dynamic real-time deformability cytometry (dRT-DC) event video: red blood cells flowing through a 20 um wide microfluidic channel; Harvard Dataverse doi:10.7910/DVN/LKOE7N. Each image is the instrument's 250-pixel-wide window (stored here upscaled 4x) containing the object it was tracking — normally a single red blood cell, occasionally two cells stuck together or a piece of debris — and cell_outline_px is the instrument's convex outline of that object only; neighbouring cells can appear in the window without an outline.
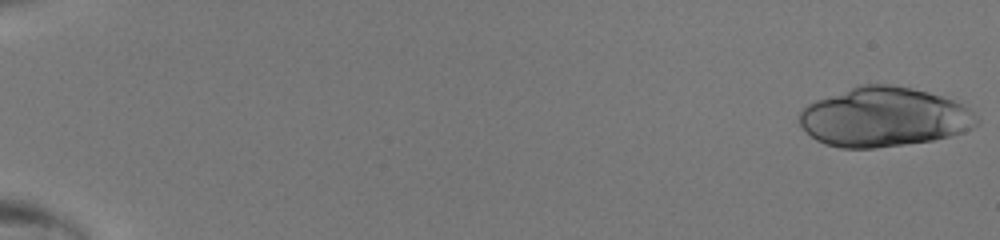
{"species": "human", "species_latin": "Homo sapiens", "temperature_condition": "room temperature", "stored_images_in_passage": 39, "camera_frame_rate_fps": 3000, "um_per_image_px": 0.085, "donor": {"sex": "male"}, "frame": {"image": 1, "passage_image": 1, "time_ms": 0.0, "image_size_px": [1000, 240], "cell_outline_px": [[980, 120], [972, 128], [964, 132], [932, 140], [876, 148], [840, 148], [824, 144], [816, 140], [800, 124], [800, 112], [808, 104], [816, 100], [856, 84], [892, 84], [912, 88], [928, 92], [964, 104]], "centroid_in_image_um": [75.13, 9.94], "position_along_channel_um": 9.9, "area_um2": 61.38}}
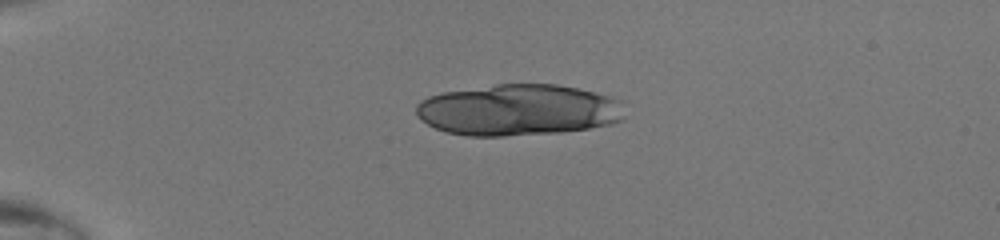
{"frame": {"image": 2, "passage_image": 13, "time_ms": 4.0, "image_size_px": [1000, 240], "cell_outline_px": [[624, 120], [612, 124], [588, 128], [560, 132], [504, 136], [468, 136], [444, 132], [420, 120], [416, 112], [416, 104], [420, 100], [428, 96], [444, 92], [496, 84], [556, 84], [576, 88], [608, 96], [620, 100], [624, 116]], "centroid_in_image_um": [44.03, 9.35], "position_along_channel_um": 41.0, "area_um2": 62.48}}
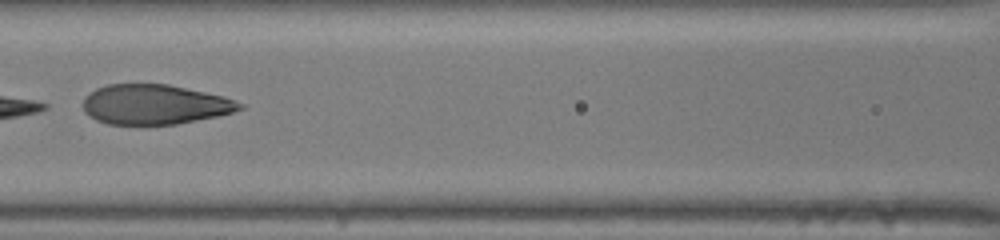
{"frame": {"image": 3, "passage_image": 25, "time_ms": 8.0, "image_size_px": [1000, 240], "cell_outline_px": [[244, 108], [232, 112], [216, 116], [176, 124], [108, 124], [96, 120], [84, 112], [84, 100], [88, 92], [96, 88], [108, 84], [168, 84], [224, 96], [244, 104]], "centroid_in_image_um": [13.14, 8.87], "position_along_channel_um": 153.5, "area_um2": 36.24}}